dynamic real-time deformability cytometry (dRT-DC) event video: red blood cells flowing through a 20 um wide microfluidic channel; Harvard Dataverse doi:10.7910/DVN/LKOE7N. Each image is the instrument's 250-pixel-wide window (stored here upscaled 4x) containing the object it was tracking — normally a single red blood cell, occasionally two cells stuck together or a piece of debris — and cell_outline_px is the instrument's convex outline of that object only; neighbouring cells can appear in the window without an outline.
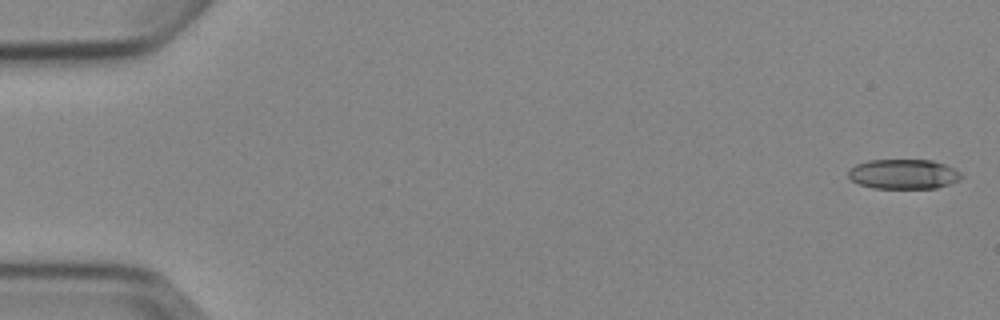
{"species": "Egyptian fruit bat (a non-hibernating species)", "species_latin": "Rousettus aegyptiacus", "temperature_condition": "cold", "stored_images_in_passage": 5, "camera_frame_rate_fps": 3000, "um_per_image_px": 0.085, "animal": {"sex": "female"}, "frame": {"image": 1, "passage_image": 1, "time_ms": 0.0, "image_size_px": [1000, 320], "cell_outline_px": [[964, 176], [960, 180], [936, 188], [872, 188], [860, 184], [852, 180], [848, 176], [848, 168], [856, 164], [868, 160], [932, 160], [944, 164], [960, 172]], "centroid_in_image_um": [76.78, 14.79], "position_along_channel_um": 8.2, "area_um2": 19.65}}
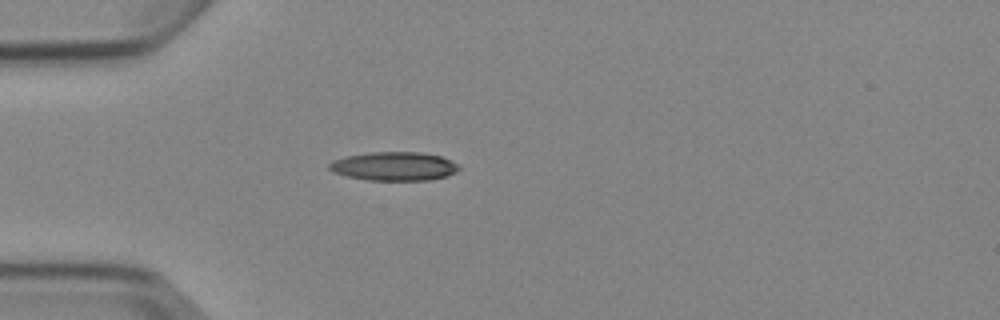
{"frame": {"image": 2, "passage_image": 4, "time_ms": 4.667, "image_size_px": [1000, 320], "cell_outline_px": [[460, 168], [456, 172], [448, 176], [432, 180], [368, 180], [348, 176], [332, 172], [328, 168], [328, 164], [332, 160], [344, 156], [372, 152], [420, 152], [440, 156], [460, 164]], "centroid_in_image_um": [33.51, 14.13], "position_along_channel_um": 51.5, "area_um2": 21.91}}